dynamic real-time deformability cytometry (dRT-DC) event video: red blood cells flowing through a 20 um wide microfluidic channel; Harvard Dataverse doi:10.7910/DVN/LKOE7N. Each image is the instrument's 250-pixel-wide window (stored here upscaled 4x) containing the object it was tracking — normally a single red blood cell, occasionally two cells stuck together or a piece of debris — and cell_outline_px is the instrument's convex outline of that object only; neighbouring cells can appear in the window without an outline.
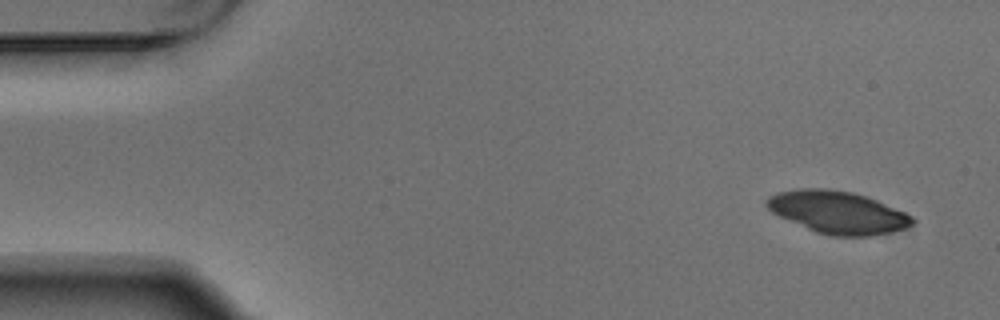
{"species": "Egyptian fruit bat (a non-hibernating species)", "species_latin": "Rousettus aegyptiacus", "temperature_condition": "warm", "stored_images_in_passage": 4, "camera_frame_rate_fps": 3000, "um_per_image_px": 0.085, "animal": {"sex": "male"}, "frame": {"image": 1, "passage_image": 1, "time_ms": 0.0, "image_size_px": [1000, 320], "cell_outline_px": [[916, 220], [912, 224], [904, 228], [892, 232], [872, 236], [832, 236], [816, 232], [780, 216], [772, 212], [764, 204], [764, 200], [768, 196], [776, 192], [800, 188], [828, 188], [852, 192], [868, 196], [904, 212], [912, 216]], "centroid_in_image_um": [71.19, 18.03], "position_along_channel_um": 13.8, "area_um2": 36.13}}